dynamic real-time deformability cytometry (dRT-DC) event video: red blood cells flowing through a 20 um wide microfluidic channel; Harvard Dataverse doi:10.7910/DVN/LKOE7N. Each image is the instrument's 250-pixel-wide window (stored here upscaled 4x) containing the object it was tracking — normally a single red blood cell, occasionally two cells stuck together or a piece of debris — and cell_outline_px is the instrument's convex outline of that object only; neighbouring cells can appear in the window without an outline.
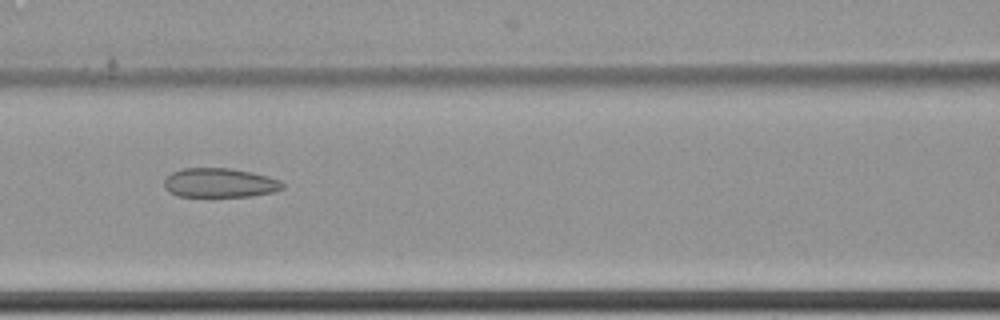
{"species": "common noctule bat (a hibernating species)", "species_latin": "Nyctalus noctula", "temperature_condition": "cold", "stored_images_in_passage": 11, "camera_frame_rate_fps": 3000, "um_per_image_px": 0.085, "animal": {"sex": "female", "body_mass_g": 22.7, "forearm_length_mm": 54.2}, "frame": {"image": 1, "passage_image": 8, "time_ms": 2.333, "image_size_px": [1000, 320], "cell_outline_px": [[284, 188], [276, 192], [252, 196], [212, 200], [176, 196], [168, 192], [164, 188], [164, 180], [172, 172], [184, 168], [232, 168], [252, 172], [268, 176], [280, 180], [284, 184]], "centroid_in_image_um": [18.67, 15.6], "position_along_channel_um": 147.9, "area_um2": 21.5}}
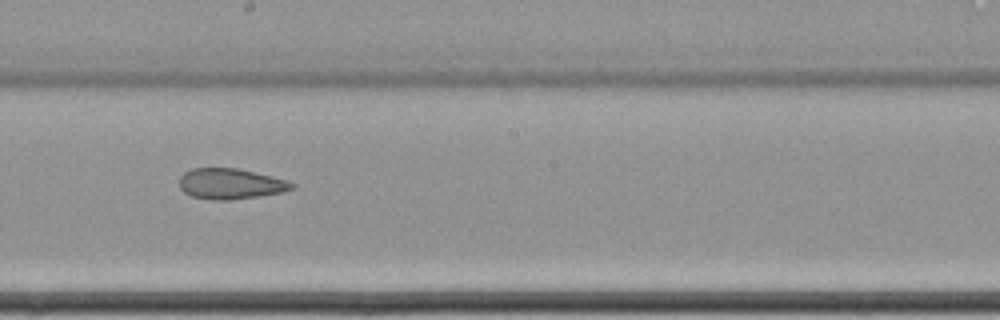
{"frame": {"image": 2, "passage_image": 10, "time_ms": 3.0, "image_size_px": [1000, 320], "cell_outline_px": [[296, 188], [284, 192], [260, 196], [232, 200], [212, 200], [192, 196], [184, 192], [180, 188], [180, 176], [184, 172], [192, 168], [236, 168], [272, 176], [288, 180], [296, 184]], "centroid_in_image_um": [19.63, 15.63], "position_along_channel_um": 228.6, "area_um2": 20.29}}
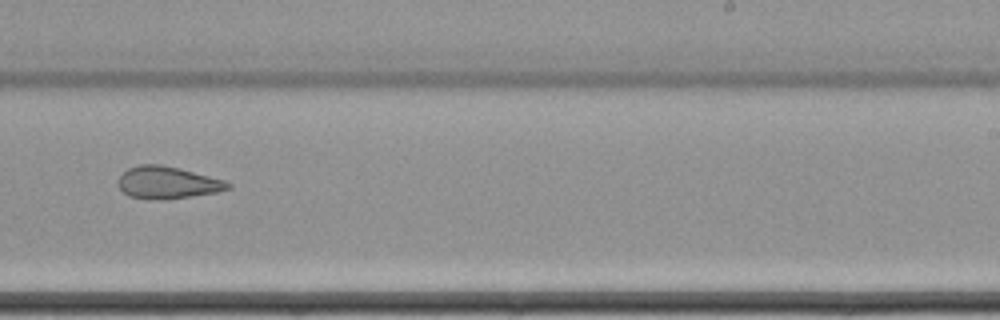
{"frame": {"image": 3, "passage_image": 11, "time_ms": 3.333, "image_size_px": [1000, 320], "cell_outline_px": [[232, 188], [216, 192], [164, 200], [156, 200], [128, 196], [116, 184], [116, 180], [128, 168], [140, 164], [160, 164], [180, 168], [224, 180], [232, 184]], "centroid_in_image_um": [14.21, 15.52], "position_along_channel_um": 274.8, "area_um2": 20.69}}